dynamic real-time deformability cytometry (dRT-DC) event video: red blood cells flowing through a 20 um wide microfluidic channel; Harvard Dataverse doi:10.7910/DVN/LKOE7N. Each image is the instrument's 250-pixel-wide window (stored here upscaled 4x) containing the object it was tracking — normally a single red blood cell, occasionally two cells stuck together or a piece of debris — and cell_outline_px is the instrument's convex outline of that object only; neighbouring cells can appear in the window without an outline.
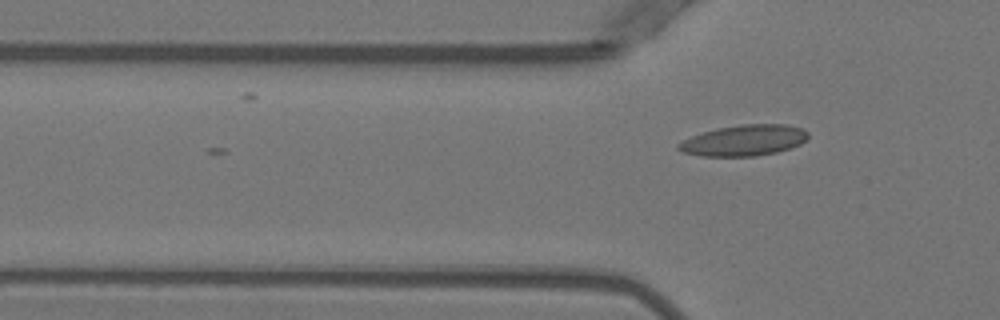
{"species": "Egyptian fruit bat (a non-hibernating species)", "species_latin": "Rousettus aegyptiacus", "temperature_condition": "warm", "stored_images_in_passage": 3, "camera_frame_rate_fps": 3000, "um_per_image_px": 0.085, "animal": {"sex": "female"}, "frame": {"image": 1, "passage_image": 3, "time_ms": 0.667, "image_size_px": [1000, 320], "cell_outline_px": [[808, 136], [800, 144], [776, 152], [756, 156], [700, 156], [684, 152], [676, 148], [676, 144], [692, 136], [716, 128], [740, 124], [788, 124], [804, 128], [808, 132]], "centroid_in_image_um": [63.24, 11.92], "position_along_channel_um": 62.6, "area_um2": 23.35}}